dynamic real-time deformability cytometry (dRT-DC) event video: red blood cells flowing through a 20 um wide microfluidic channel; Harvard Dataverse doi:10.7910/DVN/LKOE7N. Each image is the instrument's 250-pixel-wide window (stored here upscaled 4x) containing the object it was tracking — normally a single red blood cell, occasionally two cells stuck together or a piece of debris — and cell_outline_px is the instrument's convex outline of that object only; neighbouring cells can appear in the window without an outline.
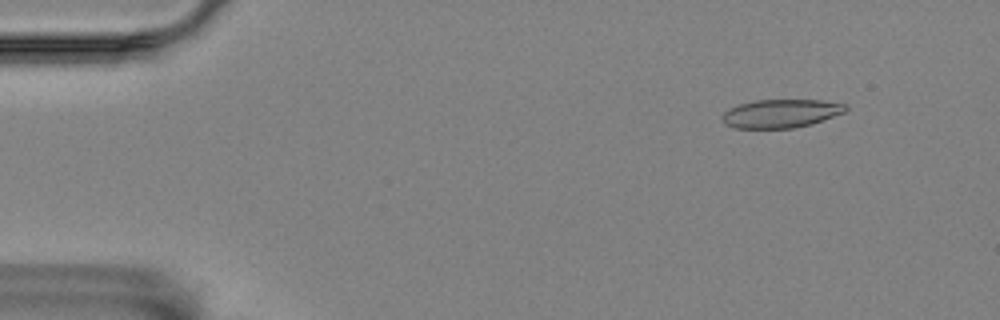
{"species": "Egyptian fruit bat (a non-hibernating species)", "species_latin": "Rousettus aegyptiacus", "temperature_condition": "room temperature", "stored_images_in_passage": 6, "camera_frame_rate_fps": 3000, "um_per_image_px": 0.085, "animal": {"sex": "female"}, "frame": {"image": 1, "passage_image": 2, "time_ms": 0.333, "image_size_px": [1000, 320], "cell_outline_px": [[848, 108], [844, 112], [812, 124], [792, 128], [736, 128], [724, 124], [720, 116], [728, 108], [740, 104], [756, 100], [824, 100], [848, 104]], "centroid_in_image_um": [66.37, 9.64], "position_along_channel_um": 18.6, "area_um2": 20.58}}
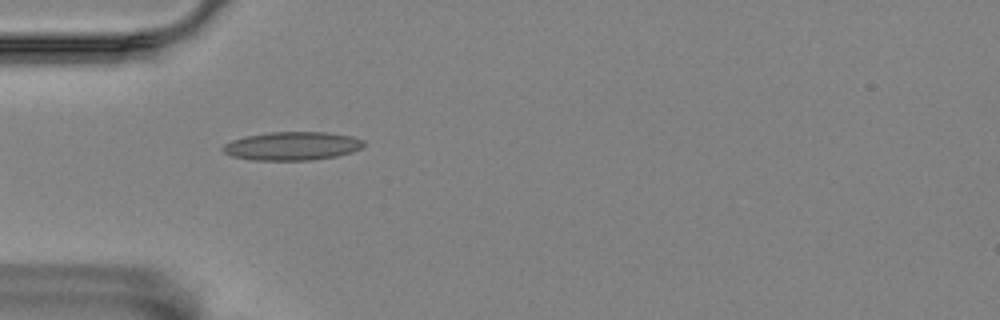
{"frame": {"image": 2, "passage_image": 5, "time_ms": 1.333, "image_size_px": [1000, 320], "cell_outline_px": [[364, 144], [360, 148], [352, 152], [336, 156], [312, 160], [252, 160], [232, 156], [224, 152], [220, 148], [224, 144], [232, 140], [244, 136], [268, 132], [328, 132], [352, 136], [364, 140]], "centroid_in_image_um": [24.81, 12.4], "position_along_channel_um": 60.2, "area_um2": 23.47}}
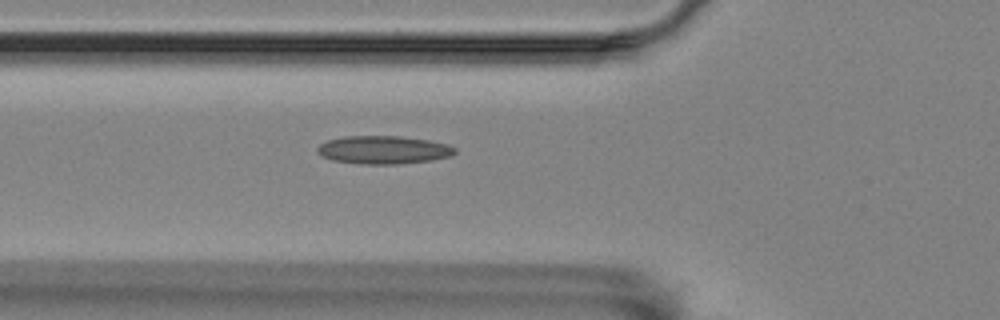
{"frame": {"image": 3, "passage_image": 6, "time_ms": 1.667, "image_size_px": [1000, 320], "cell_outline_px": [[456, 152], [452, 156], [432, 160], [400, 164], [368, 164], [332, 160], [316, 152], [316, 148], [320, 144], [328, 140], [344, 136], [400, 136], [428, 140], [448, 144], [456, 148]], "centroid_in_image_um": [32.62, 12.73], "position_along_channel_um": 93.2, "area_um2": 22.54}}